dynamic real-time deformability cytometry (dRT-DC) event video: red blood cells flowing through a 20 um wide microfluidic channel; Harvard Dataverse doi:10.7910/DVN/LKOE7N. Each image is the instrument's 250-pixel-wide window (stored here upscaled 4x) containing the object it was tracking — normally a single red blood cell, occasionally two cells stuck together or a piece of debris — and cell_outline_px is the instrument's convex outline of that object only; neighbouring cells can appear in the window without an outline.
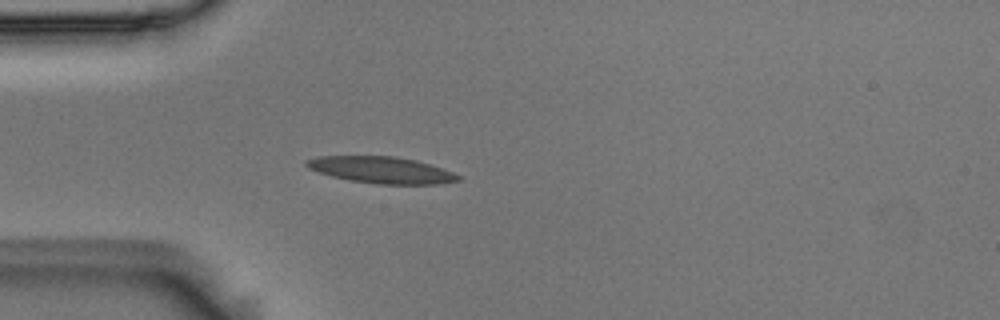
{"species": "Egyptian fruit bat (a non-hibernating species)", "species_latin": "Rousettus aegyptiacus", "temperature_condition": "room temperature", "stored_images_in_passage": 40, "camera_frame_rate_fps": 3000, "um_per_image_px": 0.085, "animal": {"sex": "male"}, "frame": {"image": 1, "passage_image": 1, "time_ms": 0.0, "image_size_px": [1000, 320], "cell_outline_px": [[460, 180], [436, 184], [376, 184], [348, 180], [332, 176], [308, 168], [304, 164], [304, 160], [316, 156], [396, 156], [416, 160], [452, 172], [460, 176]], "centroid_in_image_um": [32.36, 14.44], "position_along_channel_um": 52.6, "area_um2": 23.41}}
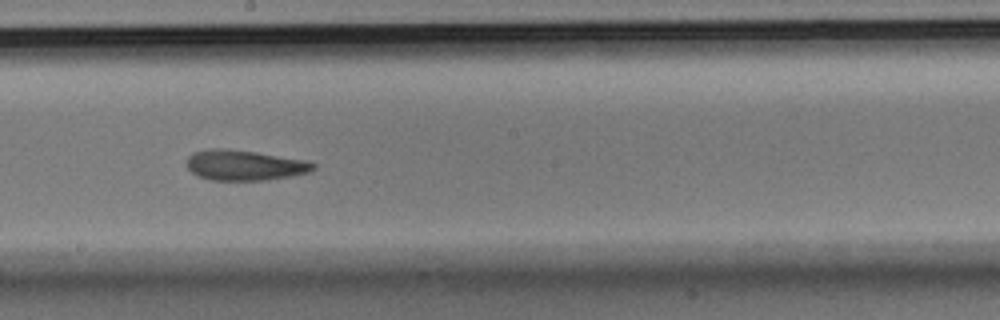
{"frame": {"image": 2, "passage_image": 16, "time_ms": 5.0, "image_size_px": [1000, 320], "cell_outline_px": [[316, 168], [312, 172], [292, 176], [268, 180], [212, 180], [200, 176], [192, 172], [188, 168], [188, 156], [192, 152], [212, 148], [224, 148], [256, 152], [304, 160], [316, 164]], "centroid_in_image_um": [20.82, 14.04], "position_along_channel_um": 227.4, "area_um2": 22.37}}
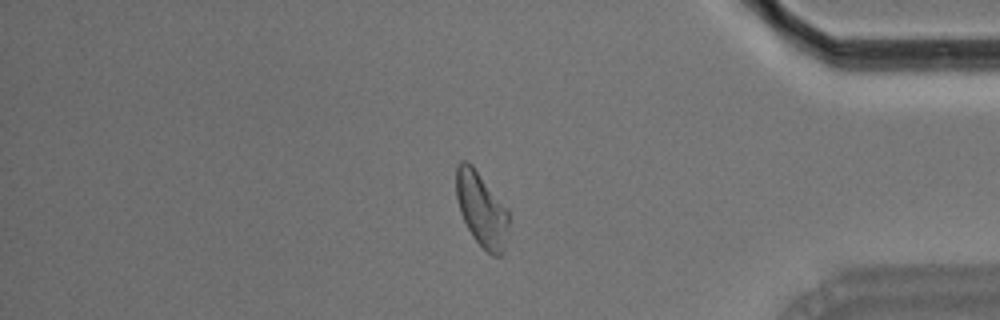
{"frame": {"image": 3, "passage_image": 32, "time_ms": 10.333, "image_size_px": [1000, 320], "cell_outline_px": [[508, 228], [504, 252], [500, 256], [492, 256], [472, 236], [460, 212], [456, 196], [456, 168], [460, 160], [468, 160], [472, 164], [508, 208]], "centroid_in_image_um": [40.93, 17.77], "position_along_channel_um": 394.3, "area_um2": 22.89}, "authors_computed_cell_mechanics": {"area_um2": 22.5998, "velocity_mm_per_s": 3.6417, "shape_relaxation_time_tau1_ms": null, "shape_relaxation_time_tau2_ms": 3.7335, "deformation_change_tau1": null, "deformation_change_tau2": 0.1142}}